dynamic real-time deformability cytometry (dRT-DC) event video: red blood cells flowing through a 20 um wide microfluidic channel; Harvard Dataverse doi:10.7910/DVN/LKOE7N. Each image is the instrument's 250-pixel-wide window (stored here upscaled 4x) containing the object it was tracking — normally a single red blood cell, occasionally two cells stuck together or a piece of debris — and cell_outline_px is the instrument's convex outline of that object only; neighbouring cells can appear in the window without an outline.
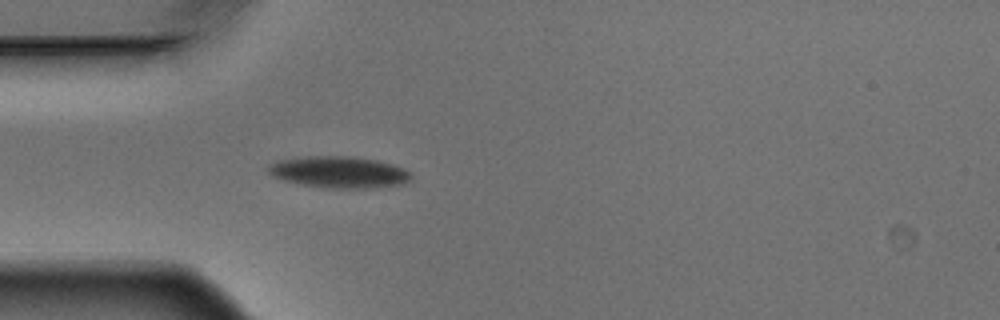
{"species": "Egyptian fruit bat (a non-hibernating species)", "species_latin": "Rousettus aegyptiacus", "temperature_condition": "warm", "stored_images_in_passage": 1, "camera_frame_rate_fps": 3000, "um_per_image_px": 0.085, "animal": {"sex": "male"}, "frame": {"image": 1, "passage_image": 1, "time_ms": 0.0, "image_size_px": [1000, 320], "cell_outline_px": [[412, 180], [404, 184], [372, 188], [324, 188], [300, 184], [284, 180], [272, 176], [268, 172], [268, 164], [276, 160], [300, 156], [356, 156], [376, 160], [392, 164], [404, 168], [412, 172]], "centroid_in_image_um": [28.83, 14.62], "position_along_channel_um": 56.2, "area_um2": 26.82}}